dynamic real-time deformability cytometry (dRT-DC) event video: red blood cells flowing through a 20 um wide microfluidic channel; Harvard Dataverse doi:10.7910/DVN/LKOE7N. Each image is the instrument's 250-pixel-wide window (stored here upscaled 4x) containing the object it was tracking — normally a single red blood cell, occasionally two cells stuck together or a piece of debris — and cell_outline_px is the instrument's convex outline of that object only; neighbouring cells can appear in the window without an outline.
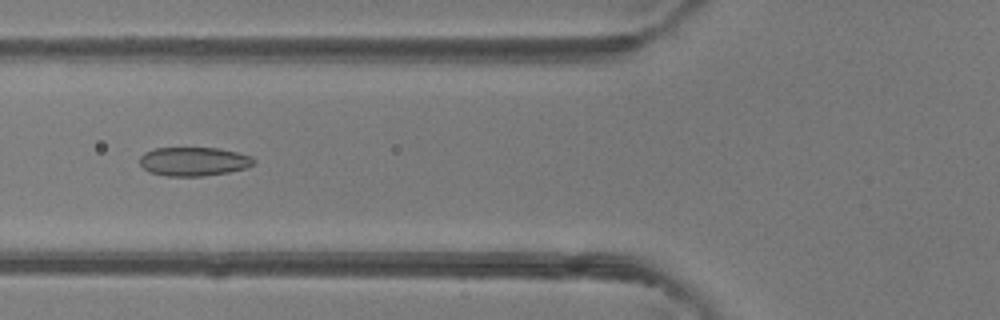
{"species": "common noctule bat (a hibernating species)", "species_latin": "Nyctalus noctula", "temperature_condition": "room temperature", "stored_images_in_passage": 49, "camera_frame_rate_fps": 3000, "um_per_image_px": 0.085, "animal": {"sex": "female"}, "frame": {"image": 1, "passage_image": 19, "time_ms": 6.0, "image_size_px": [1000, 320], "cell_outline_px": [[256, 160], [248, 168], [228, 172], [204, 176], [168, 176], [148, 172], [140, 164], [140, 156], [144, 152], [156, 148], [220, 148], [252, 156]], "centroid_in_image_um": [16.47, 13.72], "position_along_channel_um": 109.3, "area_um2": 19.25}}
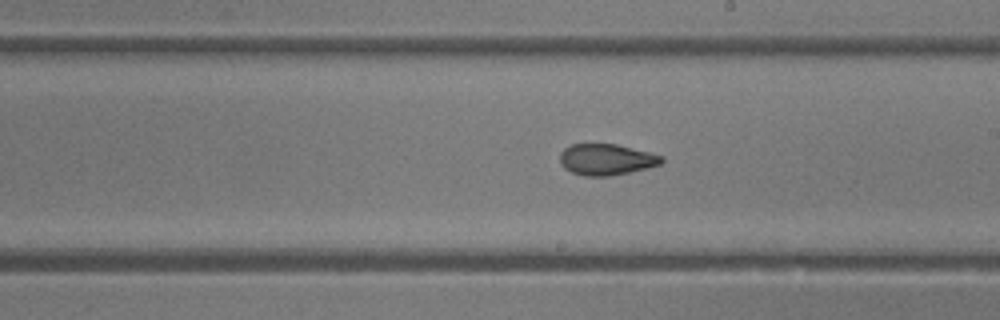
{"frame": {"image": 2, "passage_image": 28, "time_ms": 9.0, "image_size_px": [1000, 320], "cell_outline_px": [[664, 160], [660, 164], [648, 168], [608, 176], [584, 176], [572, 172], [564, 168], [560, 160], [560, 152], [564, 148], [572, 144], [616, 144], [664, 156]], "centroid_in_image_um": [51.53, 13.55], "position_along_channel_um": 237.5, "area_um2": 18.38}}
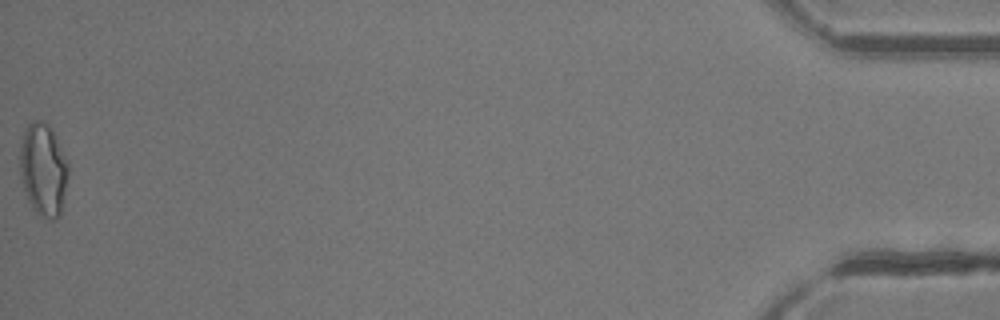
{"frame": {"image": 3, "passage_image": 49, "time_ms": 16.0, "image_size_px": [1000, 320], "cell_outline_px": [[68, 172], [60, 216], [56, 220], [48, 220], [40, 216], [32, 208], [24, 192], [20, 172], [20, 148], [24, 128], [32, 120], [40, 120], [48, 124], [52, 128], [68, 160]], "centroid_in_image_um": [3.68, 14.41], "position_along_channel_um": 431.5, "area_um2": 26.47}, "authors_computed_cell_mechanics": {"area_um2": 19.9988, "velocity_mm_per_s": 4.2614, "shape_relaxation_time_tau1_ms": null, "shape_relaxation_time_tau2_ms": 1.5766, "deformation_change_tau1": null, "deformation_change_tau2": 0.0776}}